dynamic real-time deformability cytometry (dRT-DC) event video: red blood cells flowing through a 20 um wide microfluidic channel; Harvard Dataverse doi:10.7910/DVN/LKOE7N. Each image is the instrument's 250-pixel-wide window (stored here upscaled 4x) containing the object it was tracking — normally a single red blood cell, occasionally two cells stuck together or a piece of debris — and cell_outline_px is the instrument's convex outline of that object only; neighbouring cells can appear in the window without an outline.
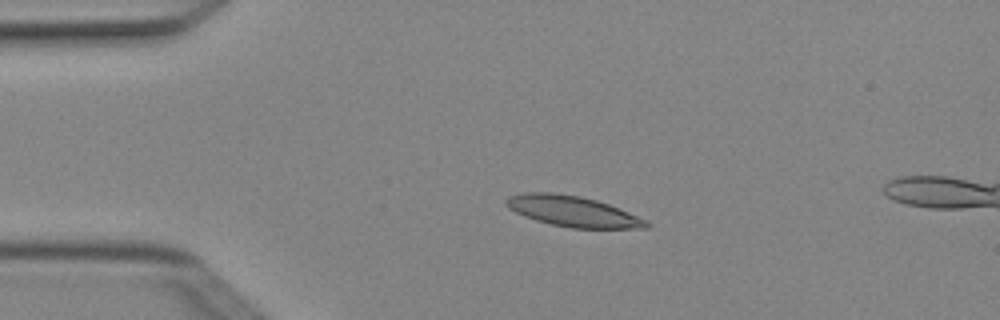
{"species": "Egyptian fruit bat (a non-hibernating species)", "species_latin": "Rousettus aegyptiacus", "temperature_condition": "cold", "stored_images_in_passage": 4, "camera_frame_rate_fps": 3000, "um_per_image_px": 0.085, "animal": {"sex": "female"}, "frame": {"image": 1, "passage_image": 3, "time_ms": 0.667, "image_size_px": [1000, 320], "cell_outline_px": [[648, 228], [572, 228], [552, 224], [536, 220], [524, 216], [508, 208], [504, 204], [504, 200], [508, 196], [524, 192], [552, 192], [580, 196], [596, 200], [620, 208], [648, 220]], "centroid_in_image_um": [48.66, 17.95], "position_along_channel_um": 36.3, "area_um2": 25.09}}